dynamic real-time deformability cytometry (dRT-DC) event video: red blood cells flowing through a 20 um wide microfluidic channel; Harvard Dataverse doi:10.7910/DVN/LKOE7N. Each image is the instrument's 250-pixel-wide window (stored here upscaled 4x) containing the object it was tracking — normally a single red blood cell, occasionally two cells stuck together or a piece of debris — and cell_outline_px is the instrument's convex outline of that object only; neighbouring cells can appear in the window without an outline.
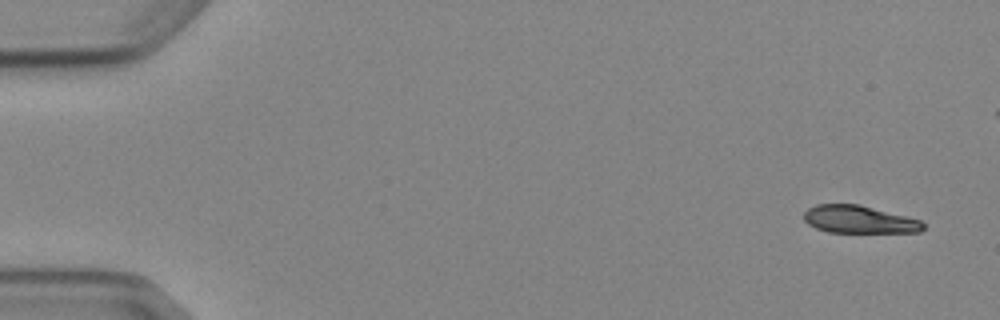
{"species": "Egyptian fruit bat (a non-hibernating species)", "species_latin": "Rousettus aegyptiacus", "temperature_condition": "cold", "stored_images_in_passage": 9, "camera_frame_rate_fps": 3000, "um_per_image_px": 0.085, "animal": {"sex": "female"}, "frame": {"image": 1, "passage_image": 1, "time_ms": 0.0, "image_size_px": [1000, 320], "cell_outline_px": [[924, 228], [920, 232], [828, 232], [816, 228], [808, 224], [804, 220], [804, 212], [808, 208], [816, 204], [860, 204], [920, 220], [924, 224]], "centroid_in_image_um": [73.0, 18.65], "position_along_channel_um": 12.0, "area_um2": 19.13}}
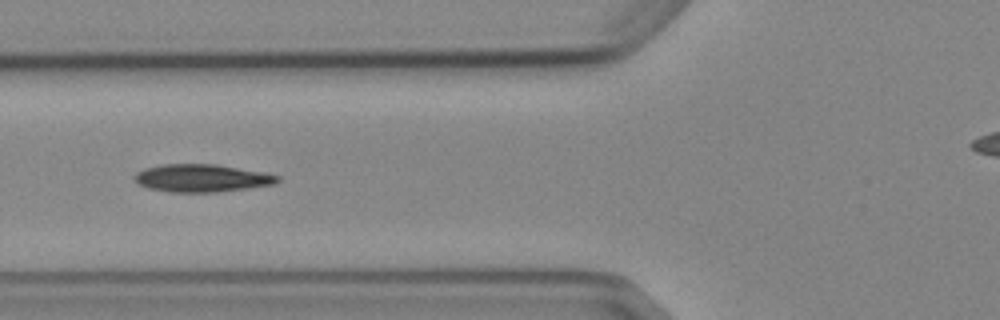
{"frame": {"image": 2, "passage_image": 6, "time_ms": 6.0, "image_size_px": [1000, 320], "cell_outline_px": [[280, 180], [276, 184], [248, 188], [216, 192], [172, 192], [148, 188], [140, 184], [132, 176], [136, 172], [144, 168], [160, 164], [216, 164], [264, 172], [280, 176]], "centroid_in_image_um": [17.16, 15.13], "position_along_channel_um": 108.6, "area_um2": 23.18}}